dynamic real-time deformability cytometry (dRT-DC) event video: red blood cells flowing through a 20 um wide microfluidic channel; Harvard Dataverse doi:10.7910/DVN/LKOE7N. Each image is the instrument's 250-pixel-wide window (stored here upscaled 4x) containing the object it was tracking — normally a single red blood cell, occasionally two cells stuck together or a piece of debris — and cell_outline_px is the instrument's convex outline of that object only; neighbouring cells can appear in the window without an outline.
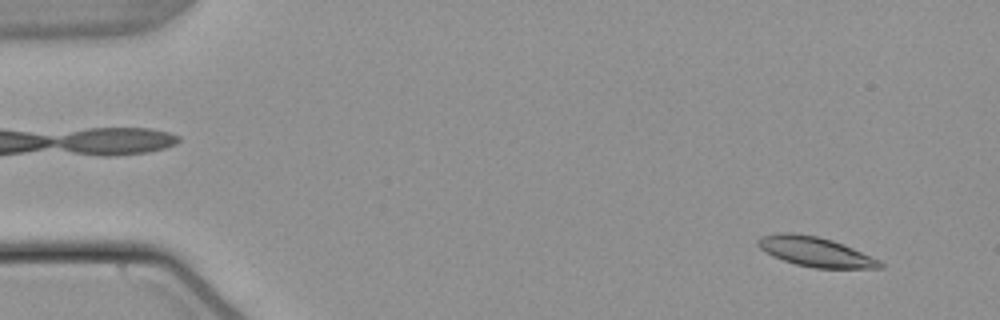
{"species": "common noctule bat (a hibernating species)", "species_latin": "Nyctalus noctula", "temperature_condition": "warm", "stored_images_in_passage": 54, "camera_frame_rate_fps": 3000, "um_per_image_px": 0.085, "animal": {"sex": "male", "body_mass_g": 21.5, "forearm_length_mm": 52.0}, "frame": {"image": 1, "passage_image": 4, "time_ms": 1.0, "image_size_px": [1000, 320], "cell_outline_px": [[884, 268], [812, 268], [796, 264], [772, 256], [760, 248], [756, 244], [756, 240], [760, 236], [784, 232], [792, 232], [816, 236], [832, 240], [844, 244], [880, 260], [884, 264]], "centroid_in_image_um": [69.3, 21.4], "position_along_channel_um": 15.7, "area_um2": 21.15}}
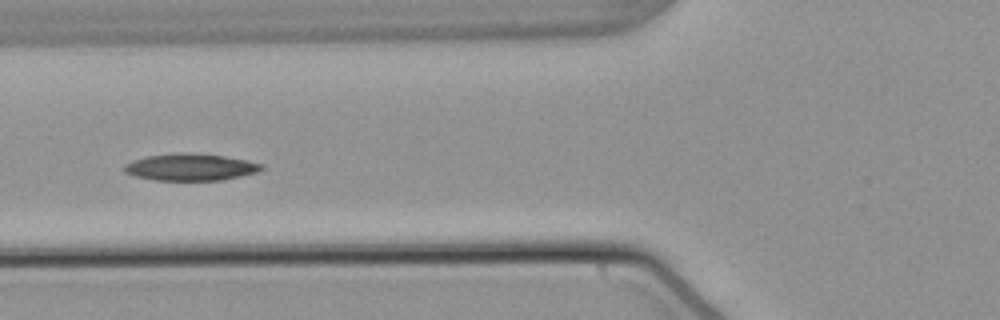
{"frame": {"image": 2, "passage_image": 21, "time_ms": 6.667, "image_size_px": [1000, 320], "cell_outline_px": [[264, 168], [256, 172], [224, 180], [156, 180], [136, 176], [124, 172], [124, 164], [132, 160], [148, 156], [180, 152], [184, 152], [224, 156], [248, 160], [264, 164]], "centroid_in_image_um": [16.21, 14.2], "position_along_channel_um": 109.6, "area_um2": 21.5}}
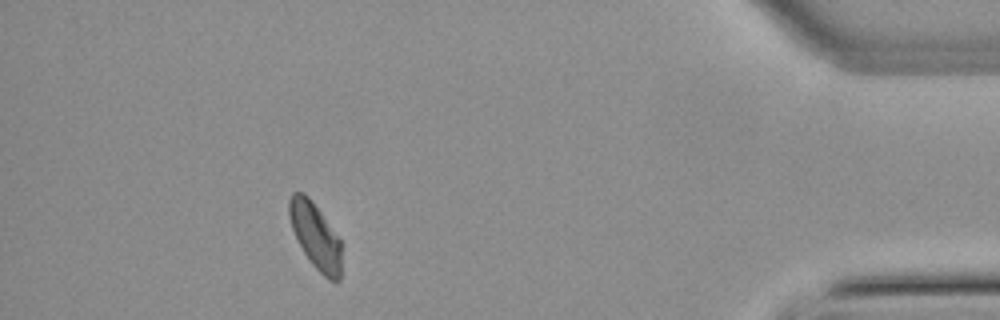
{"frame": {"image": 3, "passage_image": 49, "time_ms": 16.0, "image_size_px": [1000, 320], "cell_outline_px": [[340, 280], [336, 284], [328, 280], [312, 264], [304, 252], [292, 228], [288, 216], [288, 200], [292, 192], [304, 192], [312, 200], [340, 240]], "centroid_in_image_um": [26.79, 20.04], "position_along_channel_um": 408.4, "area_um2": 19.88}, "authors_computed_cell_mechanics": {"area_um2": 21.1259, "velocity_mm_per_s": 3.7793, "shape_relaxation_time_tau1_ms": 5.0411, "shape_relaxation_time_tau2_ms": null, "deformation_change_tau1": 0.1477, "deformation_change_tau2": null}}